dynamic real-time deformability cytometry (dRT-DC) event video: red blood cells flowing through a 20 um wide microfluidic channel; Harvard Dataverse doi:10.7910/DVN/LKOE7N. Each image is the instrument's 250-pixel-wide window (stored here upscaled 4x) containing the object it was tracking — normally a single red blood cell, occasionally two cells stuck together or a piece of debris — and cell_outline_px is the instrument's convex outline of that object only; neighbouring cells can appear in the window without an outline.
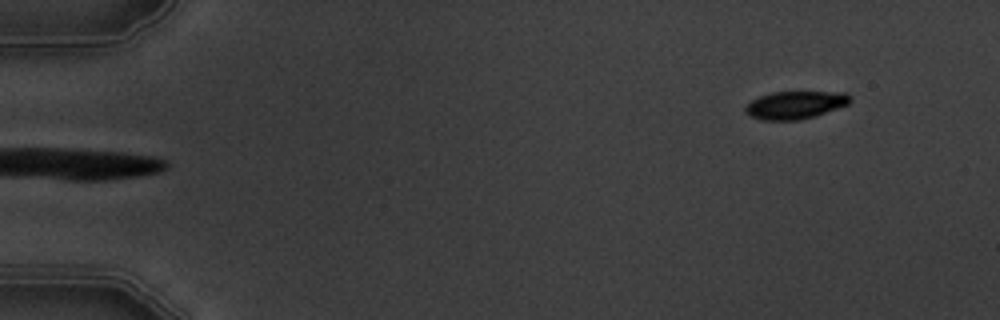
{"species": "common noctule bat (a hibernating species)", "species_latin": "Nyctalus noctula", "temperature_condition": "warm", "stored_images_in_passage": 5, "segment_of_instrument_passage": [2, 2], "camera_frame_rate_fps": 3000, "um_per_image_px": 0.085, "animal": {"sex": "male", "body_mass_g": 19.5, "forearm_length_mm": 54.6}, "frame": {"image": 1, "passage_image": 5, "time_ms": 4.667, "image_size_px": [1000, 320], "cell_outline_px": [[852, 100], [848, 104], [816, 116], [800, 120], [760, 120], [744, 112], [744, 108], [752, 100], [760, 96], [772, 92], [848, 92], [852, 96]], "centroid_in_image_um": [67.63, 8.92], "position_along_channel_um": 17.4, "area_um2": 17.05}}